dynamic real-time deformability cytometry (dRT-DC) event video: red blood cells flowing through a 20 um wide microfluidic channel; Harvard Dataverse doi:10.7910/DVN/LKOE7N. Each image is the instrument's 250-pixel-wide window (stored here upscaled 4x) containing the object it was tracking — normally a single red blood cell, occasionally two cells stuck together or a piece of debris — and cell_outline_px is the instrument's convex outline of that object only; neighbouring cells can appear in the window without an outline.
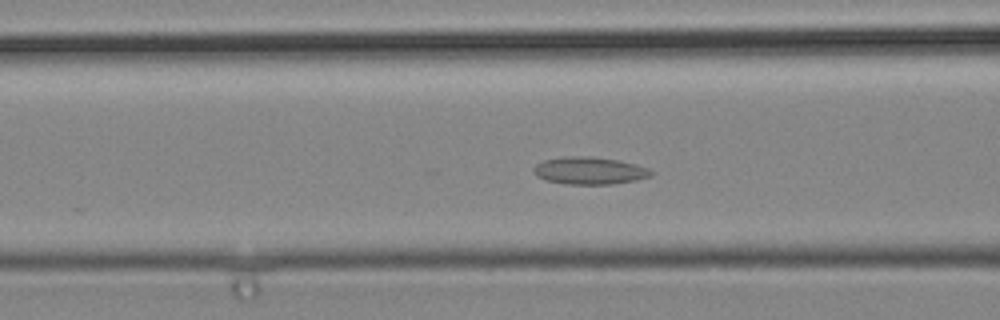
{"species": "common noctule bat (a hibernating species)", "species_latin": "Nyctalus noctula", "temperature_condition": "cold", "stored_images_in_passage": 43, "camera_frame_rate_fps": 3000, "um_per_image_px": 0.085, "animal": {"sex": "male", "body_mass_g": 19.2, "forearm_length_mm": 51.8}, "frame": {"image": 1, "passage_image": 17, "time_ms": 5.333, "image_size_px": [1000, 320], "cell_outline_px": [[652, 176], [636, 180], [612, 184], [568, 184], [544, 180], [536, 176], [532, 172], [532, 168], [536, 164], [544, 160], [564, 156], [588, 156], [616, 160], [636, 164], [648, 168], [652, 172]], "centroid_in_image_um": [50.06, 14.51], "position_along_channel_um": 116.5, "area_um2": 18.79}}
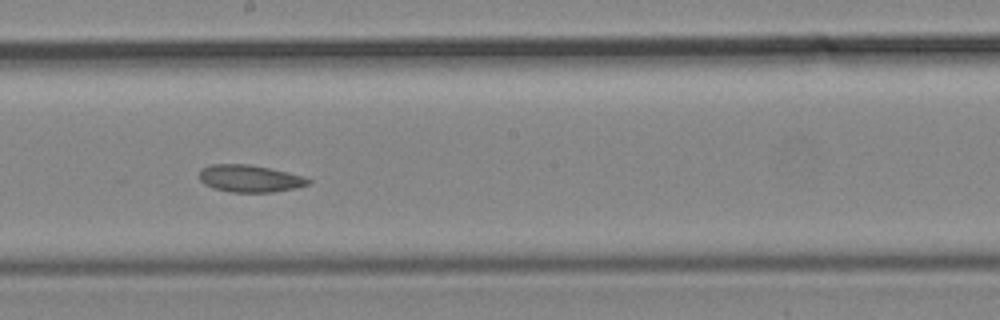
{"frame": {"image": 2, "passage_image": 24, "time_ms": 7.667, "image_size_px": [1000, 320], "cell_outline_px": [[312, 180], [308, 184], [296, 188], [272, 192], [232, 192], [212, 188], [204, 184], [200, 180], [200, 168], [208, 164], [248, 164], [288, 172]], "centroid_in_image_um": [21.18, 15.17], "position_along_channel_um": 227.0, "area_um2": 17.22}}
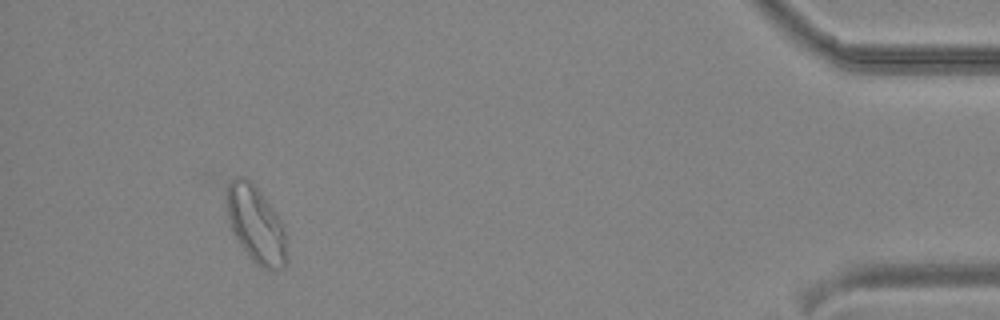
{"frame": {"image": 3, "passage_image": 40, "time_ms": 13.0, "image_size_px": [1000, 320], "cell_outline_px": [[288, 260], [284, 268], [264, 268], [256, 264], [252, 260], [228, 228], [224, 196], [228, 180], [236, 176], [244, 176], [252, 180], [264, 196], [280, 220], [284, 228]], "centroid_in_image_um": [21.68, 19.01], "position_along_channel_um": 413.5, "area_um2": 27.69}}